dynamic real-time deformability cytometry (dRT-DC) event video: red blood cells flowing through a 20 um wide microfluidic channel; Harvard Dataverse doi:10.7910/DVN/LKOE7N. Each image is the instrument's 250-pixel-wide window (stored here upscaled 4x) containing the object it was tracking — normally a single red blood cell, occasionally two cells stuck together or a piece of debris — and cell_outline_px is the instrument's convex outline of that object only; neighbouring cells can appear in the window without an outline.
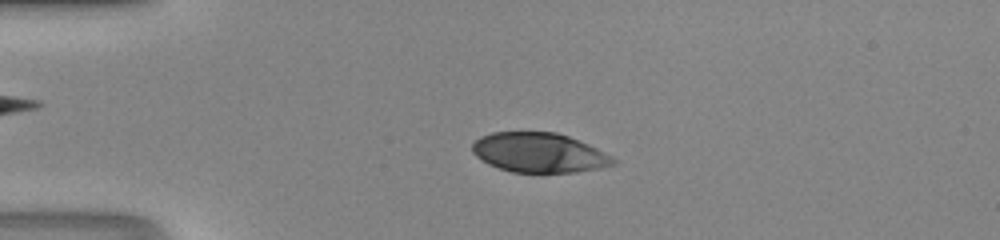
{"species": "human", "species_latin": "Homo sapiens", "temperature_condition": "room temperature", "stored_images_in_passage": 47, "camera_frame_rate_fps": 3000, "um_per_image_px": 0.085, "donor": {"sex": "male"}, "frame": {"image": 1, "passage_image": 11, "time_ms": 3.333, "image_size_px": [1000, 240], "cell_outline_px": [[616, 164], [600, 168], [576, 172], [512, 172], [488, 164], [476, 156], [472, 152], [472, 144], [480, 136], [492, 132], [556, 132], [568, 136], [588, 144], [612, 156], [616, 160]], "centroid_in_image_um": [45.82, 12.97], "position_along_channel_um": 39.2, "area_um2": 32.48}}
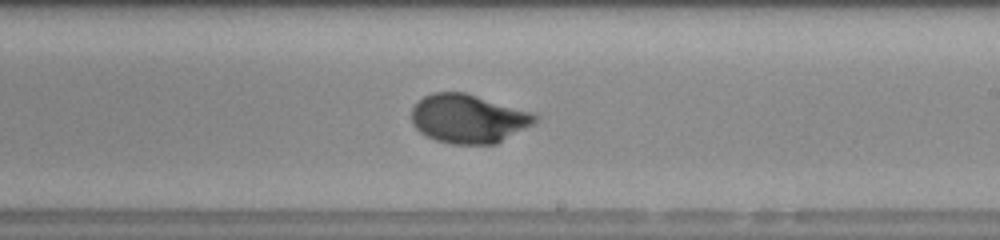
{"frame": {"image": 2, "passage_image": 28, "time_ms": 9.0, "image_size_px": [1000, 240], "cell_outline_px": [[540, 120], [496, 144], [452, 144], [436, 140], [420, 132], [412, 124], [412, 108], [424, 96], [432, 92], [464, 92], [532, 112], [540, 116]], "centroid_in_image_um": [39.82, 10.09], "position_along_channel_um": 249.2, "area_um2": 35.03}}
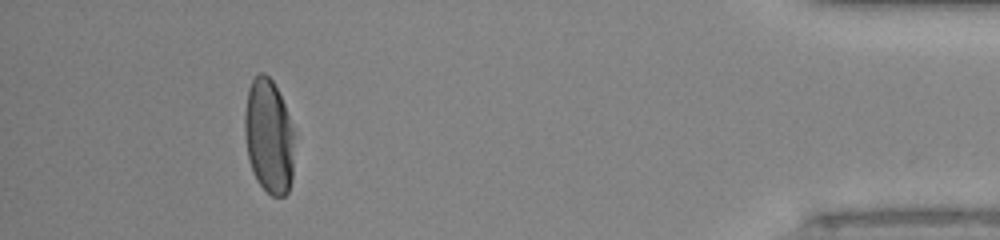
{"frame": {"image": 3, "passage_image": 43, "time_ms": 14.0, "image_size_px": [1000, 240], "cell_outline_px": [[296, 128], [292, 180], [288, 192], [284, 196], [272, 196], [256, 180], [252, 172], [248, 160], [244, 132], [244, 116], [248, 88], [252, 80], [260, 72], [264, 72], [272, 80]], "centroid_in_image_um": [22.88, 11.6], "position_along_channel_um": 412.3, "area_um2": 33.99}}